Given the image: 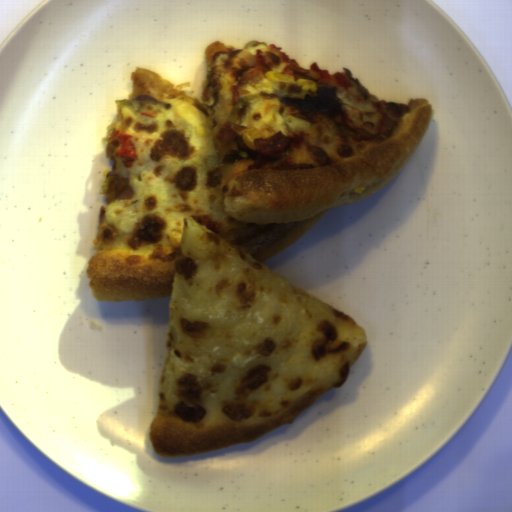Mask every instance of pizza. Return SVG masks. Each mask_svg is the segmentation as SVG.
Segmentation results:
<instances>
[{
	"label": "pizza",
	"mask_w": 512,
	"mask_h": 512,
	"mask_svg": "<svg viewBox=\"0 0 512 512\" xmlns=\"http://www.w3.org/2000/svg\"><path fill=\"white\" fill-rule=\"evenodd\" d=\"M296 62H297V61H296ZM297 63H298V65H299L301 68H303V69H305V70H308V69H309V68H307L306 66H304V65L300 64L299 62H297Z\"/></svg>",
	"instance_id": "2"
},
{
	"label": "pizza",
	"mask_w": 512,
	"mask_h": 512,
	"mask_svg": "<svg viewBox=\"0 0 512 512\" xmlns=\"http://www.w3.org/2000/svg\"><path fill=\"white\" fill-rule=\"evenodd\" d=\"M214 41L204 51L209 80L200 99L185 88L148 95L168 109L143 104L139 114L120 108L108 125L105 155L112 173L128 177L134 196L108 201L100 226L115 227L110 241L94 242L86 266L97 301L169 297L168 322L150 445L164 459L253 441L294 421L346 383L367 334L356 320L262 263L308 233L332 208L358 203L385 188L403 169L432 121L433 108L412 99L385 139L353 140L337 124L381 133L374 94L356 84L335 89L343 114H308L263 94L311 91L315 81L284 73L280 52L250 40L234 60ZM260 50L272 67L242 86L254 94L233 122L232 72L254 64ZM226 124L255 151L254 140L291 137L279 159L248 170L253 160L221 164L238 149L213 138ZM132 135L136 160L115 157L118 139Z\"/></svg>",
	"instance_id": "1"
}]
</instances>
